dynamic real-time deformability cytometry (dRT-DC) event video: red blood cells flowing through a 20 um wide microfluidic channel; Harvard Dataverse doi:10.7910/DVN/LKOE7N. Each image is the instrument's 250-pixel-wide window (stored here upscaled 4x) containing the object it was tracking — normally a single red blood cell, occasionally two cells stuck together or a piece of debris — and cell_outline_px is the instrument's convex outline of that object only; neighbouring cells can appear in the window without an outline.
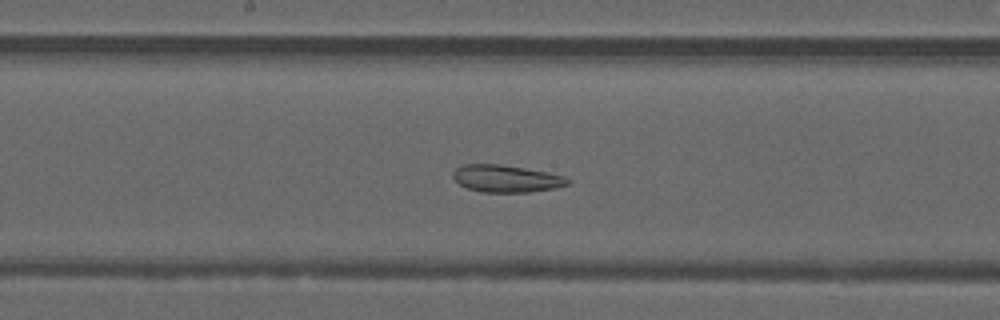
{"species": "common noctule bat (a hibernating species)", "species_latin": "Nyctalus noctula", "temperature_condition": "warm", "stored_images_in_passage": 46, "camera_frame_rate_fps": 3000, "um_per_image_px": 0.085, "animal": {"sex": "male", "forearm_length_mm": 52.5}, "frame": {"image": 1, "passage_image": 23, "time_ms": 7.333, "image_size_px": [1000, 320], "cell_outline_px": [[572, 180], [568, 184], [556, 188], [528, 192], [480, 192], [468, 188], [460, 184], [452, 176], [452, 172], [456, 168], [464, 164], [500, 164], [548, 172], [564, 176]], "centroid_in_image_um": [43.04, 15.18], "position_along_channel_um": 205.2, "area_um2": 18.21}}
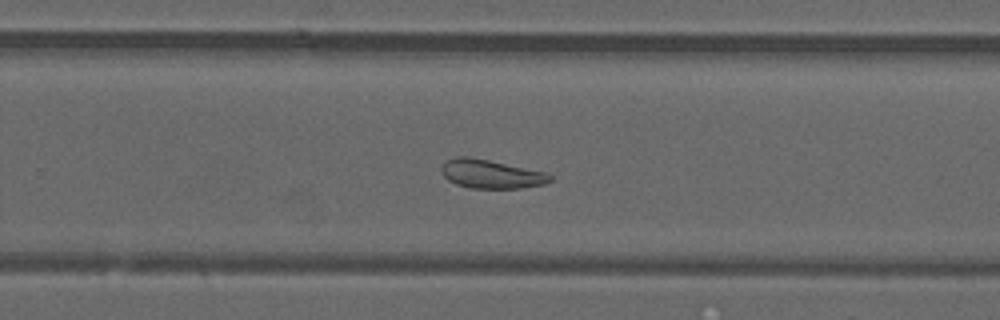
{"frame": {"image": 2, "passage_image": 29, "time_ms": 9.333, "image_size_px": [1000, 320], "cell_outline_px": [[552, 180], [544, 184], [520, 188], [468, 188], [456, 184], [448, 180], [444, 176], [440, 168], [448, 160], [456, 156], [468, 156], [488, 160], [544, 172], [552, 176]], "centroid_in_image_um": [41.71, 14.8], "position_along_channel_um": 288.1, "area_um2": 17.98}}
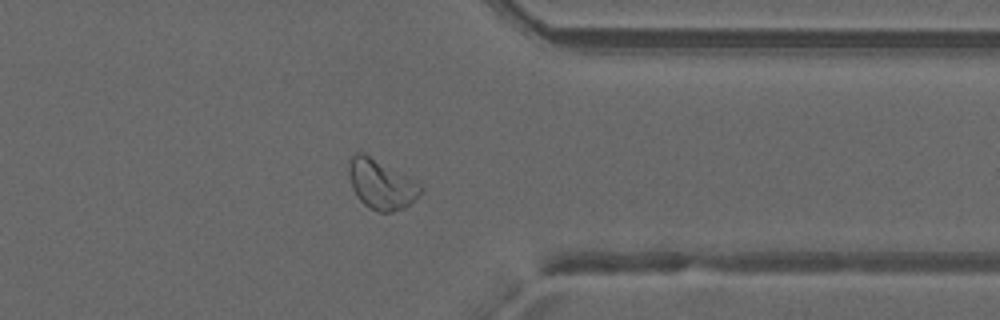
{"frame": {"image": 3, "passage_image": 36, "time_ms": 11.667, "image_size_px": [1000, 320], "cell_outline_px": [[424, 188], [404, 208], [392, 212], [376, 212], [368, 208], [356, 196], [352, 188], [348, 172], [348, 160], [352, 152], [364, 152], [408, 176], [420, 184]], "centroid_in_image_um": [32.34, 15.64], "position_along_channel_um": 379.1, "area_um2": 20.92}, "authors_computed_cell_mechanics": {"area_um2": 22.9466, "velocity_mm_per_s": 4.1662, "shape_relaxation_time_tau1_ms": null, "shape_relaxation_time_tau2_ms": 2.4178, "deformation_change_tau1": null, "deformation_change_tau2": 0.0926}}